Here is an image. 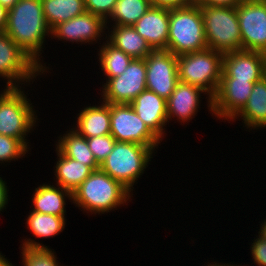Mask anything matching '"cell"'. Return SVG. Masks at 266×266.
<instances>
[{
  "mask_svg": "<svg viewBox=\"0 0 266 266\" xmlns=\"http://www.w3.org/2000/svg\"><path fill=\"white\" fill-rule=\"evenodd\" d=\"M205 91L197 86L178 82L176 88L166 100L167 118L177 117L187 122L195 116L200 103V94ZM174 115V116H173Z\"/></svg>",
  "mask_w": 266,
  "mask_h": 266,
  "instance_id": "18",
  "label": "cell"
},
{
  "mask_svg": "<svg viewBox=\"0 0 266 266\" xmlns=\"http://www.w3.org/2000/svg\"><path fill=\"white\" fill-rule=\"evenodd\" d=\"M19 0H0V4L7 10L11 9Z\"/></svg>",
  "mask_w": 266,
  "mask_h": 266,
  "instance_id": "38",
  "label": "cell"
},
{
  "mask_svg": "<svg viewBox=\"0 0 266 266\" xmlns=\"http://www.w3.org/2000/svg\"><path fill=\"white\" fill-rule=\"evenodd\" d=\"M42 9L51 30L86 11L84 0H42Z\"/></svg>",
  "mask_w": 266,
  "mask_h": 266,
  "instance_id": "25",
  "label": "cell"
},
{
  "mask_svg": "<svg viewBox=\"0 0 266 266\" xmlns=\"http://www.w3.org/2000/svg\"><path fill=\"white\" fill-rule=\"evenodd\" d=\"M0 266H13L10 261H8L5 256L1 255L0 253Z\"/></svg>",
  "mask_w": 266,
  "mask_h": 266,
  "instance_id": "39",
  "label": "cell"
},
{
  "mask_svg": "<svg viewBox=\"0 0 266 266\" xmlns=\"http://www.w3.org/2000/svg\"><path fill=\"white\" fill-rule=\"evenodd\" d=\"M154 149L137 143L116 141L99 168L131 192L135 181L143 174L150 158H153Z\"/></svg>",
  "mask_w": 266,
  "mask_h": 266,
  "instance_id": "6",
  "label": "cell"
},
{
  "mask_svg": "<svg viewBox=\"0 0 266 266\" xmlns=\"http://www.w3.org/2000/svg\"><path fill=\"white\" fill-rule=\"evenodd\" d=\"M5 33L45 71L39 53L51 29L44 17L42 0H19L8 10Z\"/></svg>",
  "mask_w": 266,
  "mask_h": 266,
  "instance_id": "1",
  "label": "cell"
},
{
  "mask_svg": "<svg viewBox=\"0 0 266 266\" xmlns=\"http://www.w3.org/2000/svg\"><path fill=\"white\" fill-rule=\"evenodd\" d=\"M236 9L242 50L266 54V0H244Z\"/></svg>",
  "mask_w": 266,
  "mask_h": 266,
  "instance_id": "11",
  "label": "cell"
},
{
  "mask_svg": "<svg viewBox=\"0 0 266 266\" xmlns=\"http://www.w3.org/2000/svg\"><path fill=\"white\" fill-rule=\"evenodd\" d=\"M264 78L266 79V62H265V65H264Z\"/></svg>",
  "mask_w": 266,
  "mask_h": 266,
  "instance_id": "42",
  "label": "cell"
},
{
  "mask_svg": "<svg viewBox=\"0 0 266 266\" xmlns=\"http://www.w3.org/2000/svg\"><path fill=\"white\" fill-rule=\"evenodd\" d=\"M106 43L100 48L99 61L101 69L110 79L123 74L133 58L113 46L109 40Z\"/></svg>",
  "mask_w": 266,
  "mask_h": 266,
  "instance_id": "27",
  "label": "cell"
},
{
  "mask_svg": "<svg viewBox=\"0 0 266 266\" xmlns=\"http://www.w3.org/2000/svg\"><path fill=\"white\" fill-rule=\"evenodd\" d=\"M223 57L222 53L209 48L177 56L179 81L207 92L210 111L223 73Z\"/></svg>",
  "mask_w": 266,
  "mask_h": 266,
  "instance_id": "4",
  "label": "cell"
},
{
  "mask_svg": "<svg viewBox=\"0 0 266 266\" xmlns=\"http://www.w3.org/2000/svg\"><path fill=\"white\" fill-rule=\"evenodd\" d=\"M87 12L101 17L107 24L117 0H84Z\"/></svg>",
  "mask_w": 266,
  "mask_h": 266,
  "instance_id": "32",
  "label": "cell"
},
{
  "mask_svg": "<svg viewBox=\"0 0 266 266\" xmlns=\"http://www.w3.org/2000/svg\"><path fill=\"white\" fill-rule=\"evenodd\" d=\"M208 266H232V265H228V264H224V265H220L219 263L217 264V263H215V264H209Z\"/></svg>",
  "mask_w": 266,
  "mask_h": 266,
  "instance_id": "41",
  "label": "cell"
},
{
  "mask_svg": "<svg viewBox=\"0 0 266 266\" xmlns=\"http://www.w3.org/2000/svg\"><path fill=\"white\" fill-rule=\"evenodd\" d=\"M8 10L0 4V32H5L7 26Z\"/></svg>",
  "mask_w": 266,
  "mask_h": 266,
  "instance_id": "37",
  "label": "cell"
},
{
  "mask_svg": "<svg viewBox=\"0 0 266 266\" xmlns=\"http://www.w3.org/2000/svg\"><path fill=\"white\" fill-rule=\"evenodd\" d=\"M103 87V102L130 104L142 91L146 90L145 59L133 58L123 74L106 80Z\"/></svg>",
  "mask_w": 266,
  "mask_h": 266,
  "instance_id": "9",
  "label": "cell"
},
{
  "mask_svg": "<svg viewBox=\"0 0 266 266\" xmlns=\"http://www.w3.org/2000/svg\"><path fill=\"white\" fill-rule=\"evenodd\" d=\"M166 104L165 98L147 89L130 103L139 118L160 140L164 137L163 127L169 122Z\"/></svg>",
  "mask_w": 266,
  "mask_h": 266,
  "instance_id": "17",
  "label": "cell"
},
{
  "mask_svg": "<svg viewBox=\"0 0 266 266\" xmlns=\"http://www.w3.org/2000/svg\"><path fill=\"white\" fill-rule=\"evenodd\" d=\"M209 49L226 53L242 50L236 7L200 6Z\"/></svg>",
  "mask_w": 266,
  "mask_h": 266,
  "instance_id": "5",
  "label": "cell"
},
{
  "mask_svg": "<svg viewBox=\"0 0 266 266\" xmlns=\"http://www.w3.org/2000/svg\"><path fill=\"white\" fill-rule=\"evenodd\" d=\"M130 191L100 168L94 170L72 193L78 207L93 213L109 212L127 202Z\"/></svg>",
  "mask_w": 266,
  "mask_h": 266,
  "instance_id": "3",
  "label": "cell"
},
{
  "mask_svg": "<svg viewBox=\"0 0 266 266\" xmlns=\"http://www.w3.org/2000/svg\"><path fill=\"white\" fill-rule=\"evenodd\" d=\"M110 134L116 141L155 148L160 139L139 118L130 104H110Z\"/></svg>",
  "mask_w": 266,
  "mask_h": 266,
  "instance_id": "8",
  "label": "cell"
},
{
  "mask_svg": "<svg viewBox=\"0 0 266 266\" xmlns=\"http://www.w3.org/2000/svg\"><path fill=\"white\" fill-rule=\"evenodd\" d=\"M56 152L59 157L54 172L56 183L73 193L94 170L90 166L64 156L57 148Z\"/></svg>",
  "mask_w": 266,
  "mask_h": 266,
  "instance_id": "23",
  "label": "cell"
},
{
  "mask_svg": "<svg viewBox=\"0 0 266 266\" xmlns=\"http://www.w3.org/2000/svg\"><path fill=\"white\" fill-rule=\"evenodd\" d=\"M59 187V188H58ZM43 184L35 188L33 211L55 216H65V196L72 200V193L61 186Z\"/></svg>",
  "mask_w": 266,
  "mask_h": 266,
  "instance_id": "22",
  "label": "cell"
},
{
  "mask_svg": "<svg viewBox=\"0 0 266 266\" xmlns=\"http://www.w3.org/2000/svg\"><path fill=\"white\" fill-rule=\"evenodd\" d=\"M261 225H262V226H261V229H260V231H259L258 233H259V235H260L263 239L266 240V220H265L264 223L261 224Z\"/></svg>",
  "mask_w": 266,
  "mask_h": 266,
  "instance_id": "40",
  "label": "cell"
},
{
  "mask_svg": "<svg viewBox=\"0 0 266 266\" xmlns=\"http://www.w3.org/2000/svg\"><path fill=\"white\" fill-rule=\"evenodd\" d=\"M29 101L18 87H7L0 94V134L19 139L26 147V133L37 119Z\"/></svg>",
  "mask_w": 266,
  "mask_h": 266,
  "instance_id": "7",
  "label": "cell"
},
{
  "mask_svg": "<svg viewBox=\"0 0 266 266\" xmlns=\"http://www.w3.org/2000/svg\"><path fill=\"white\" fill-rule=\"evenodd\" d=\"M86 139L89 145V149L93 153V156L95 157L99 165H101V163L110 154L116 142L111 134L105 136L90 137Z\"/></svg>",
  "mask_w": 266,
  "mask_h": 266,
  "instance_id": "31",
  "label": "cell"
},
{
  "mask_svg": "<svg viewBox=\"0 0 266 266\" xmlns=\"http://www.w3.org/2000/svg\"><path fill=\"white\" fill-rule=\"evenodd\" d=\"M44 70L38 66L5 32H0V76L7 79V87H19ZM14 82V83H13Z\"/></svg>",
  "mask_w": 266,
  "mask_h": 266,
  "instance_id": "10",
  "label": "cell"
},
{
  "mask_svg": "<svg viewBox=\"0 0 266 266\" xmlns=\"http://www.w3.org/2000/svg\"><path fill=\"white\" fill-rule=\"evenodd\" d=\"M150 6L149 0H117L109 18L115 25L133 26Z\"/></svg>",
  "mask_w": 266,
  "mask_h": 266,
  "instance_id": "26",
  "label": "cell"
},
{
  "mask_svg": "<svg viewBox=\"0 0 266 266\" xmlns=\"http://www.w3.org/2000/svg\"><path fill=\"white\" fill-rule=\"evenodd\" d=\"M106 27L105 21L95 14L85 11L81 15L59 23L51 30V35L59 40L75 42H92L102 37Z\"/></svg>",
  "mask_w": 266,
  "mask_h": 266,
  "instance_id": "15",
  "label": "cell"
},
{
  "mask_svg": "<svg viewBox=\"0 0 266 266\" xmlns=\"http://www.w3.org/2000/svg\"><path fill=\"white\" fill-rule=\"evenodd\" d=\"M244 0H195L199 6H225L237 7Z\"/></svg>",
  "mask_w": 266,
  "mask_h": 266,
  "instance_id": "35",
  "label": "cell"
},
{
  "mask_svg": "<svg viewBox=\"0 0 266 266\" xmlns=\"http://www.w3.org/2000/svg\"><path fill=\"white\" fill-rule=\"evenodd\" d=\"M145 62L146 89L167 100L179 82L177 56L166 50H156Z\"/></svg>",
  "mask_w": 266,
  "mask_h": 266,
  "instance_id": "12",
  "label": "cell"
},
{
  "mask_svg": "<svg viewBox=\"0 0 266 266\" xmlns=\"http://www.w3.org/2000/svg\"><path fill=\"white\" fill-rule=\"evenodd\" d=\"M21 253L24 266H59L50 248L31 239H25Z\"/></svg>",
  "mask_w": 266,
  "mask_h": 266,
  "instance_id": "29",
  "label": "cell"
},
{
  "mask_svg": "<svg viewBox=\"0 0 266 266\" xmlns=\"http://www.w3.org/2000/svg\"><path fill=\"white\" fill-rule=\"evenodd\" d=\"M5 181L0 177V211L5 209V205L8 203V193Z\"/></svg>",
  "mask_w": 266,
  "mask_h": 266,
  "instance_id": "36",
  "label": "cell"
},
{
  "mask_svg": "<svg viewBox=\"0 0 266 266\" xmlns=\"http://www.w3.org/2000/svg\"><path fill=\"white\" fill-rule=\"evenodd\" d=\"M57 144V149L64 156L90 166L93 170L99 169L100 165L90 151L87 139L75 130L72 129V131L60 137Z\"/></svg>",
  "mask_w": 266,
  "mask_h": 266,
  "instance_id": "24",
  "label": "cell"
},
{
  "mask_svg": "<svg viewBox=\"0 0 266 266\" xmlns=\"http://www.w3.org/2000/svg\"><path fill=\"white\" fill-rule=\"evenodd\" d=\"M266 54L258 51L237 50L223 57L221 80L258 82L264 77Z\"/></svg>",
  "mask_w": 266,
  "mask_h": 266,
  "instance_id": "13",
  "label": "cell"
},
{
  "mask_svg": "<svg viewBox=\"0 0 266 266\" xmlns=\"http://www.w3.org/2000/svg\"><path fill=\"white\" fill-rule=\"evenodd\" d=\"M28 148L14 137L0 134V161L15 160L24 156Z\"/></svg>",
  "mask_w": 266,
  "mask_h": 266,
  "instance_id": "30",
  "label": "cell"
},
{
  "mask_svg": "<svg viewBox=\"0 0 266 266\" xmlns=\"http://www.w3.org/2000/svg\"><path fill=\"white\" fill-rule=\"evenodd\" d=\"M112 27L113 31L107 40L132 58L145 59L153 51L133 26L114 25Z\"/></svg>",
  "mask_w": 266,
  "mask_h": 266,
  "instance_id": "21",
  "label": "cell"
},
{
  "mask_svg": "<svg viewBox=\"0 0 266 266\" xmlns=\"http://www.w3.org/2000/svg\"><path fill=\"white\" fill-rule=\"evenodd\" d=\"M241 116L247 128L266 127V79L255 82L244 107L231 119Z\"/></svg>",
  "mask_w": 266,
  "mask_h": 266,
  "instance_id": "20",
  "label": "cell"
},
{
  "mask_svg": "<svg viewBox=\"0 0 266 266\" xmlns=\"http://www.w3.org/2000/svg\"><path fill=\"white\" fill-rule=\"evenodd\" d=\"M255 82L242 80H220L212 98V114L217 117L233 118L246 104Z\"/></svg>",
  "mask_w": 266,
  "mask_h": 266,
  "instance_id": "14",
  "label": "cell"
},
{
  "mask_svg": "<svg viewBox=\"0 0 266 266\" xmlns=\"http://www.w3.org/2000/svg\"><path fill=\"white\" fill-rule=\"evenodd\" d=\"M153 51L166 50L169 32V9L150 6L133 25Z\"/></svg>",
  "mask_w": 266,
  "mask_h": 266,
  "instance_id": "16",
  "label": "cell"
},
{
  "mask_svg": "<svg viewBox=\"0 0 266 266\" xmlns=\"http://www.w3.org/2000/svg\"><path fill=\"white\" fill-rule=\"evenodd\" d=\"M102 103L101 106L86 107L78 114V129H75L78 134L85 138L110 134V103Z\"/></svg>",
  "mask_w": 266,
  "mask_h": 266,
  "instance_id": "19",
  "label": "cell"
},
{
  "mask_svg": "<svg viewBox=\"0 0 266 266\" xmlns=\"http://www.w3.org/2000/svg\"><path fill=\"white\" fill-rule=\"evenodd\" d=\"M251 246L254 263H257L258 266H266V240L259 235V238L255 239Z\"/></svg>",
  "mask_w": 266,
  "mask_h": 266,
  "instance_id": "33",
  "label": "cell"
},
{
  "mask_svg": "<svg viewBox=\"0 0 266 266\" xmlns=\"http://www.w3.org/2000/svg\"><path fill=\"white\" fill-rule=\"evenodd\" d=\"M26 224L33 236L47 238L62 232L66 222L65 217L32 211L28 215Z\"/></svg>",
  "mask_w": 266,
  "mask_h": 266,
  "instance_id": "28",
  "label": "cell"
},
{
  "mask_svg": "<svg viewBox=\"0 0 266 266\" xmlns=\"http://www.w3.org/2000/svg\"><path fill=\"white\" fill-rule=\"evenodd\" d=\"M203 16L200 6L169 9V32L166 51L175 56L207 49Z\"/></svg>",
  "mask_w": 266,
  "mask_h": 266,
  "instance_id": "2",
  "label": "cell"
},
{
  "mask_svg": "<svg viewBox=\"0 0 266 266\" xmlns=\"http://www.w3.org/2000/svg\"><path fill=\"white\" fill-rule=\"evenodd\" d=\"M150 5L161 8H179L195 4V0H149Z\"/></svg>",
  "mask_w": 266,
  "mask_h": 266,
  "instance_id": "34",
  "label": "cell"
}]
</instances>
